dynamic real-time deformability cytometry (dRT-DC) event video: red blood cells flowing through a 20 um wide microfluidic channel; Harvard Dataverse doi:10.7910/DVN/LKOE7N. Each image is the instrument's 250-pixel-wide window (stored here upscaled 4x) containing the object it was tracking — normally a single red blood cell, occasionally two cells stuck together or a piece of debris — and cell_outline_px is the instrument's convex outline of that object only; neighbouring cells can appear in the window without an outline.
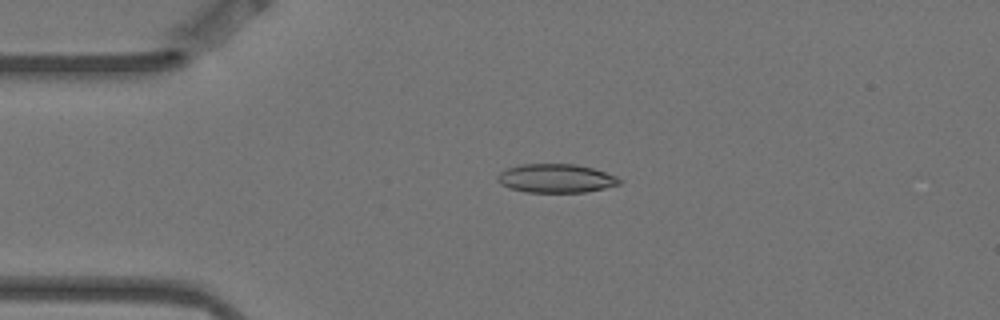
{"species": "Egyptian fruit bat (a non-hibernating species)", "species_latin": "Rousettus aegyptiacus", "temperature_condition": "warm", "stored_images_in_passage": 3, "camera_frame_rate_fps": 3000, "um_per_image_px": 0.085, "animal": {"sex": "female"}, "frame": {"image": 1, "passage_image": 2, "time_ms": 0.333, "image_size_px": [1000, 320], "cell_outline_px": [[620, 184], [604, 188], [584, 192], [528, 192], [508, 188], [500, 184], [496, 180], [496, 176], [500, 172], [508, 168], [520, 164], [576, 164], [592, 168], [616, 176], [620, 180]], "centroid_in_image_um": [47.2, 15.16], "position_along_channel_um": 37.8, "area_um2": 20.35}}